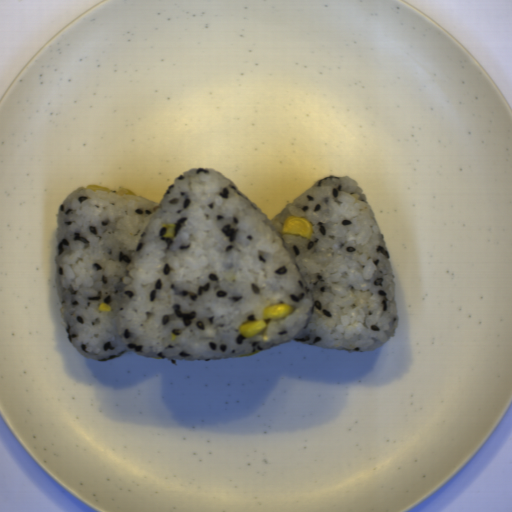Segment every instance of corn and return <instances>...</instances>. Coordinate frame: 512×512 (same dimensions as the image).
Instances as JSON below:
<instances>
[{
  "label": "corn",
  "mask_w": 512,
  "mask_h": 512,
  "mask_svg": "<svg viewBox=\"0 0 512 512\" xmlns=\"http://www.w3.org/2000/svg\"><path fill=\"white\" fill-rule=\"evenodd\" d=\"M294 306L286 303L270 304L263 309L262 317L269 320H282L294 311Z\"/></svg>",
  "instance_id": "f1292c28"
},
{
  "label": "corn",
  "mask_w": 512,
  "mask_h": 512,
  "mask_svg": "<svg viewBox=\"0 0 512 512\" xmlns=\"http://www.w3.org/2000/svg\"><path fill=\"white\" fill-rule=\"evenodd\" d=\"M111 307L109 305H107L106 303H102L101 305H99V308L98 310L99 311H111Z\"/></svg>",
  "instance_id": "30e3d8cc"
},
{
  "label": "corn",
  "mask_w": 512,
  "mask_h": 512,
  "mask_svg": "<svg viewBox=\"0 0 512 512\" xmlns=\"http://www.w3.org/2000/svg\"><path fill=\"white\" fill-rule=\"evenodd\" d=\"M117 195H136L134 194L130 189H127L125 187H120L119 190L115 193Z\"/></svg>",
  "instance_id": "79e197a2"
},
{
  "label": "corn",
  "mask_w": 512,
  "mask_h": 512,
  "mask_svg": "<svg viewBox=\"0 0 512 512\" xmlns=\"http://www.w3.org/2000/svg\"><path fill=\"white\" fill-rule=\"evenodd\" d=\"M89 190H92L94 192L96 191H105V192H111L112 190H110V188H107L105 186H101V185H97V184H90V185H87V187Z\"/></svg>",
  "instance_id": "2b8c4276"
},
{
  "label": "corn",
  "mask_w": 512,
  "mask_h": 512,
  "mask_svg": "<svg viewBox=\"0 0 512 512\" xmlns=\"http://www.w3.org/2000/svg\"><path fill=\"white\" fill-rule=\"evenodd\" d=\"M163 226L166 228L163 238H174L175 223H164Z\"/></svg>",
  "instance_id": "cfcad685"
},
{
  "label": "corn",
  "mask_w": 512,
  "mask_h": 512,
  "mask_svg": "<svg viewBox=\"0 0 512 512\" xmlns=\"http://www.w3.org/2000/svg\"><path fill=\"white\" fill-rule=\"evenodd\" d=\"M281 232L282 234L287 233L289 235L303 236L310 239L312 236V226L306 218L290 215L284 222Z\"/></svg>",
  "instance_id": "51d56268"
},
{
  "label": "corn",
  "mask_w": 512,
  "mask_h": 512,
  "mask_svg": "<svg viewBox=\"0 0 512 512\" xmlns=\"http://www.w3.org/2000/svg\"><path fill=\"white\" fill-rule=\"evenodd\" d=\"M267 326L264 320L256 319L251 321H242L238 327V332L247 338H252L260 334Z\"/></svg>",
  "instance_id": "5cfa1b94"
}]
</instances>
